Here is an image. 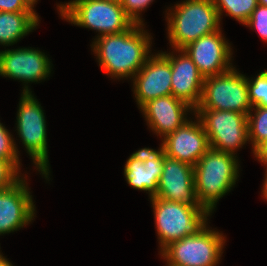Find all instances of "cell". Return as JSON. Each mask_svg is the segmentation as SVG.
<instances>
[{"mask_svg":"<svg viewBox=\"0 0 267 266\" xmlns=\"http://www.w3.org/2000/svg\"><path fill=\"white\" fill-rule=\"evenodd\" d=\"M179 55L162 52L171 65L172 95L192 108H196L202 97L204 76L199 72L193 60L183 50H177Z\"/></svg>","mask_w":267,"mask_h":266,"instance_id":"17","label":"cell"},{"mask_svg":"<svg viewBox=\"0 0 267 266\" xmlns=\"http://www.w3.org/2000/svg\"><path fill=\"white\" fill-rule=\"evenodd\" d=\"M231 46L221 30L202 36L183 50L193 60L199 72L205 77L215 76L230 70Z\"/></svg>","mask_w":267,"mask_h":266,"instance_id":"11","label":"cell"},{"mask_svg":"<svg viewBox=\"0 0 267 266\" xmlns=\"http://www.w3.org/2000/svg\"><path fill=\"white\" fill-rule=\"evenodd\" d=\"M51 62L45 53L33 48L0 51V75L32 83L45 80L51 73Z\"/></svg>","mask_w":267,"mask_h":266,"instance_id":"10","label":"cell"},{"mask_svg":"<svg viewBox=\"0 0 267 266\" xmlns=\"http://www.w3.org/2000/svg\"><path fill=\"white\" fill-rule=\"evenodd\" d=\"M25 178L0 191V235L19 230L35 217V205Z\"/></svg>","mask_w":267,"mask_h":266,"instance_id":"15","label":"cell"},{"mask_svg":"<svg viewBox=\"0 0 267 266\" xmlns=\"http://www.w3.org/2000/svg\"><path fill=\"white\" fill-rule=\"evenodd\" d=\"M211 149L235 155L249 141L247 115L228 110L195 109Z\"/></svg>","mask_w":267,"mask_h":266,"instance_id":"9","label":"cell"},{"mask_svg":"<svg viewBox=\"0 0 267 266\" xmlns=\"http://www.w3.org/2000/svg\"><path fill=\"white\" fill-rule=\"evenodd\" d=\"M247 85L252 107H267V70L259 73L254 79L247 78Z\"/></svg>","mask_w":267,"mask_h":266,"instance_id":"22","label":"cell"},{"mask_svg":"<svg viewBox=\"0 0 267 266\" xmlns=\"http://www.w3.org/2000/svg\"><path fill=\"white\" fill-rule=\"evenodd\" d=\"M164 158L165 153L161 147L158 150L142 148L133 153L124 167V175L129 186L148 191L151 199L158 190Z\"/></svg>","mask_w":267,"mask_h":266,"instance_id":"16","label":"cell"},{"mask_svg":"<svg viewBox=\"0 0 267 266\" xmlns=\"http://www.w3.org/2000/svg\"><path fill=\"white\" fill-rule=\"evenodd\" d=\"M57 7L63 19L71 24L96 30L99 32L97 37L124 32L134 24L121 4L115 2L73 0Z\"/></svg>","mask_w":267,"mask_h":266,"instance_id":"4","label":"cell"},{"mask_svg":"<svg viewBox=\"0 0 267 266\" xmlns=\"http://www.w3.org/2000/svg\"><path fill=\"white\" fill-rule=\"evenodd\" d=\"M249 100L247 77L232 67L215 76L205 77L202 97L195 109L235 111L248 116Z\"/></svg>","mask_w":267,"mask_h":266,"instance_id":"8","label":"cell"},{"mask_svg":"<svg viewBox=\"0 0 267 266\" xmlns=\"http://www.w3.org/2000/svg\"><path fill=\"white\" fill-rule=\"evenodd\" d=\"M255 114L250 111L247 116L248 137L254 150L267 139V107L253 106Z\"/></svg>","mask_w":267,"mask_h":266,"instance_id":"21","label":"cell"},{"mask_svg":"<svg viewBox=\"0 0 267 266\" xmlns=\"http://www.w3.org/2000/svg\"><path fill=\"white\" fill-rule=\"evenodd\" d=\"M253 153L260 162L264 163L267 166V139L260 143L253 150Z\"/></svg>","mask_w":267,"mask_h":266,"instance_id":"28","label":"cell"},{"mask_svg":"<svg viewBox=\"0 0 267 266\" xmlns=\"http://www.w3.org/2000/svg\"><path fill=\"white\" fill-rule=\"evenodd\" d=\"M219 19L223 11L237 21L245 24L253 10L258 6V0H213Z\"/></svg>","mask_w":267,"mask_h":266,"instance_id":"20","label":"cell"},{"mask_svg":"<svg viewBox=\"0 0 267 266\" xmlns=\"http://www.w3.org/2000/svg\"><path fill=\"white\" fill-rule=\"evenodd\" d=\"M0 266H13L3 255L0 257Z\"/></svg>","mask_w":267,"mask_h":266,"instance_id":"30","label":"cell"},{"mask_svg":"<svg viewBox=\"0 0 267 266\" xmlns=\"http://www.w3.org/2000/svg\"><path fill=\"white\" fill-rule=\"evenodd\" d=\"M146 122L156 135L165 137L187 122L186 112H194L186 102L175 98L173 95L161 96L149 100L141 108Z\"/></svg>","mask_w":267,"mask_h":266,"instance_id":"18","label":"cell"},{"mask_svg":"<svg viewBox=\"0 0 267 266\" xmlns=\"http://www.w3.org/2000/svg\"><path fill=\"white\" fill-rule=\"evenodd\" d=\"M263 198L267 199V168H266V174H265V179H264V185H263V190H262Z\"/></svg>","mask_w":267,"mask_h":266,"instance_id":"29","label":"cell"},{"mask_svg":"<svg viewBox=\"0 0 267 266\" xmlns=\"http://www.w3.org/2000/svg\"><path fill=\"white\" fill-rule=\"evenodd\" d=\"M168 12V38L173 49L181 50L200 37L220 29L213 0H185Z\"/></svg>","mask_w":267,"mask_h":266,"instance_id":"3","label":"cell"},{"mask_svg":"<svg viewBox=\"0 0 267 266\" xmlns=\"http://www.w3.org/2000/svg\"><path fill=\"white\" fill-rule=\"evenodd\" d=\"M39 24L35 12L0 11V45L10 46L34 30Z\"/></svg>","mask_w":267,"mask_h":266,"instance_id":"19","label":"cell"},{"mask_svg":"<svg viewBox=\"0 0 267 266\" xmlns=\"http://www.w3.org/2000/svg\"><path fill=\"white\" fill-rule=\"evenodd\" d=\"M237 156L209 149L194 166V185L200 205L211 214L218 200L236 184Z\"/></svg>","mask_w":267,"mask_h":266,"instance_id":"2","label":"cell"},{"mask_svg":"<svg viewBox=\"0 0 267 266\" xmlns=\"http://www.w3.org/2000/svg\"><path fill=\"white\" fill-rule=\"evenodd\" d=\"M0 123V159L10 161L18 170H20V160L18 148L14 142V138Z\"/></svg>","mask_w":267,"mask_h":266,"instance_id":"23","label":"cell"},{"mask_svg":"<svg viewBox=\"0 0 267 266\" xmlns=\"http://www.w3.org/2000/svg\"><path fill=\"white\" fill-rule=\"evenodd\" d=\"M153 0H122L121 6L123 7L126 15L135 23L144 25L140 17V12L148 7Z\"/></svg>","mask_w":267,"mask_h":266,"instance_id":"26","label":"cell"},{"mask_svg":"<svg viewBox=\"0 0 267 266\" xmlns=\"http://www.w3.org/2000/svg\"><path fill=\"white\" fill-rule=\"evenodd\" d=\"M244 25L256 29L262 39L267 41V6L258 4Z\"/></svg>","mask_w":267,"mask_h":266,"instance_id":"24","label":"cell"},{"mask_svg":"<svg viewBox=\"0 0 267 266\" xmlns=\"http://www.w3.org/2000/svg\"><path fill=\"white\" fill-rule=\"evenodd\" d=\"M24 3L32 10L34 11V4L37 3V0H23Z\"/></svg>","mask_w":267,"mask_h":266,"instance_id":"31","label":"cell"},{"mask_svg":"<svg viewBox=\"0 0 267 266\" xmlns=\"http://www.w3.org/2000/svg\"><path fill=\"white\" fill-rule=\"evenodd\" d=\"M188 120L162 139L161 148L166 156L195 166L210 149L208 136L199 118Z\"/></svg>","mask_w":267,"mask_h":266,"instance_id":"12","label":"cell"},{"mask_svg":"<svg viewBox=\"0 0 267 266\" xmlns=\"http://www.w3.org/2000/svg\"><path fill=\"white\" fill-rule=\"evenodd\" d=\"M153 197L200 205L194 185V167L165 155L158 190Z\"/></svg>","mask_w":267,"mask_h":266,"instance_id":"14","label":"cell"},{"mask_svg":"<svg viewBox=\"0 0 267 266\" xmlns=\"http://www.w3.org/2000/svg\"><path fill=\"white\" fill-rule=\"evenodd\" d=\"M101 1H109V2H115L118 4H121L122 0H101Z\"/></svg>","mask_w":267,"mask_h":266,"instance_id":"33","label":"cell"},{"mask_svg":"<svg viewBox=\"0 0 267 266\" xmlns=\"http://www.w3.org/2000/svg\"><path fill=\"white\" fill-rule=\"evenodd\" d=\"M0 11L8 12H35L23 0H0Z\"/></svg>","mask_w":267,"mask_h":266,"instance_id":"27","label":"cell"},{"mask_svg":"<svg viewBox=\"0 0 267 266\" xmlns=\"http://www.w3.org/2000/svg\"><path fill=\"white\" fill-rule=\"evenodd\" d=\"M170 61L162 54L150 55L133 77V92L139 109L149 100L172 95Z\"/></svg>","mask_w":267,"mask_h":266,"instance_id":"13","label":"cell"},{"mask_svg":"<svg viewBox=\"0 0 267 266\" xmlns=\"http://www.w3.org/2000/svg\"><path fill=\"white\" fill-rule=\"evenodd\" d=\"M19 172L10 161L0 159V191L17 183L22 178Z\"/></svg>","mask_w":267,"mask_h":266,"instance_id":"25","label":"cell"},{"mask_svg":"<svg viewBox=\"0 0 267 266\" xmlns=\"http://www.w3.org/2000/svg\"><path fill=\"white\" fill-rule=\"evenodd\" d=\"M225 245V237L205 223L196 233L166 246L160 253L173 266H216Z\"/></svg>","mask_w":267,"mask_h":266,"instance_id":"7","label":"cell"},{"mask_svg":"<svg viewBox=\"0 0 267 266\" xmlns=\"http://www.w3.org/2000/svg\"><path fill=\"white\" fill-rule=\"evenodd\" d=\"M144 25L133 24L128 30L94 39L93 52L103 72L113 78H133L149 57L151 37Z\"/></svg>","mask_w":267,"mask_h":266,"instance_id":"1","label":"cell"},{"mask_svg":"<svg viewBox=\"0 0 267 266\" xmlns=\"http://www.w3.org/2000/svg\"><path fill=\"white\" fill-rule=\"evenodd\" d=\"M160 252L170 243L196 233L210 215L201 205H189L157 197L150 199Z\"/></svg>","mask_w":267,"mask_h":266,"instance_id":"5","label":"cell"},{"mask_svg":"<svg viewBox=\"0 0 267 266\" xmlns=\"http://www.w3.org/2000/svg\"><path fill=\"white\" fill-rule=\"evenodd\" d=\"M258 4L267 6V0H258Z\"/></svg>","mask_w":267,"mask_h":266,"instance_id":"32","label":"cell"},{"mask_svg":"<svg viewBox=\"0 0 267 266\" xmlns=\"http://www.w3.org/2000/svg\"><path fill=\"white\" fill-rule=\"evenodd\" d=\"M24 85L17 112V133L27 153L33 159L35 168L49 179L46 120L41 105Z\"/></svg>","mask_w":267,"mask_h":266,"instance_id":"6","label":"cell"}]
</instances>
